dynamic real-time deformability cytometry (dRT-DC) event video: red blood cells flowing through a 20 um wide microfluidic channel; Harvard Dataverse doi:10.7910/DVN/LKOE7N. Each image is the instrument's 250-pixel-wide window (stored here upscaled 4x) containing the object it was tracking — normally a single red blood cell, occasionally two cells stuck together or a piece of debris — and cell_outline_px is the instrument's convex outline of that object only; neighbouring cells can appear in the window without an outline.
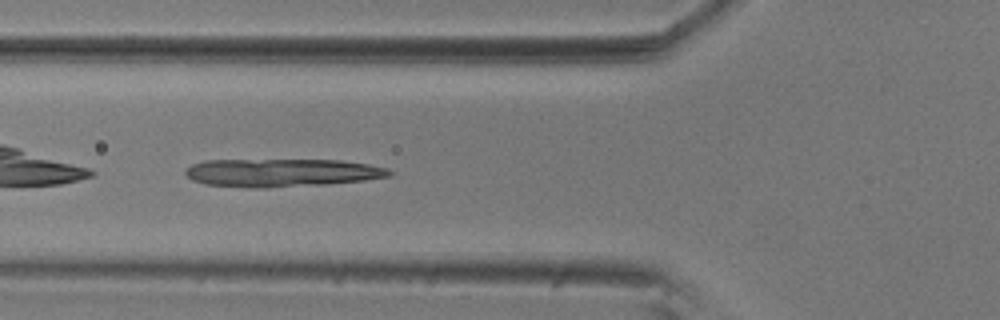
{"species": "common noctule bat (a hibernating species)", "species_latin": "Nyctalus noctula", "temperature_condition": "room temperature", "stored_images_in_passage": 36, "camera_frame_rate_fps": 3000, "um_per_image_px": 0.085, "animal": {"sex": "male", "body_mass_g": 20.5, "forearm_length_mm": 52.5}, "frame": {"image": 1, "passage_image": 4, "time_ms": 1.0, "image_size_px": [1000, 320], "cell_outline_px": [[392, 176], [364, 180], [324, 184], [268, 188], [256, 188], [204, 184], [192, 180], [184, 172], [192, 164], [204, 160], [340, 160], [368, 164], [388, 168], [392, 172]], "centroid_in_image_um": [23.95, 14.68], "position_along_channel_um": 101.8, "area_um2": 33.35}}
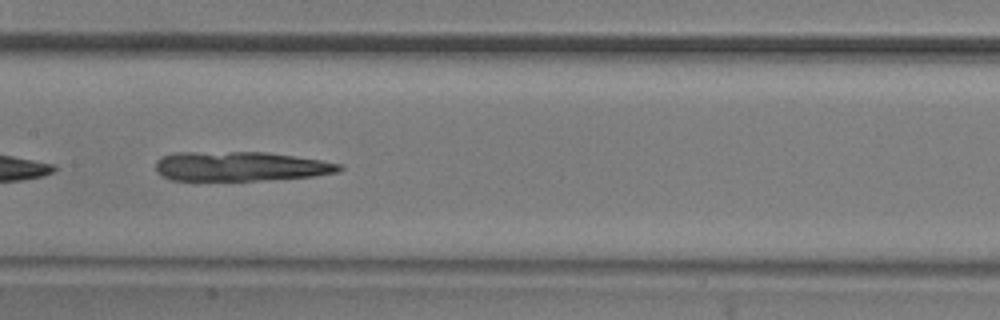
{"frame": {"image": 2, "passage_image": 11, "time_ms": 3.333, "image_size_px": [1000, 320], "cell_outline_px": [[344, 168], [340, 172], [312, 176], [256, 180], [172, 180], [156, 172], [156, 160], [164, 156], [176, 152], [268, 152], [320, 160], [344, 164]], "centroid_in_image_um": [20.46, 14.13], "position_along_channel_um": 186.9, "area_um2": 31.5}}
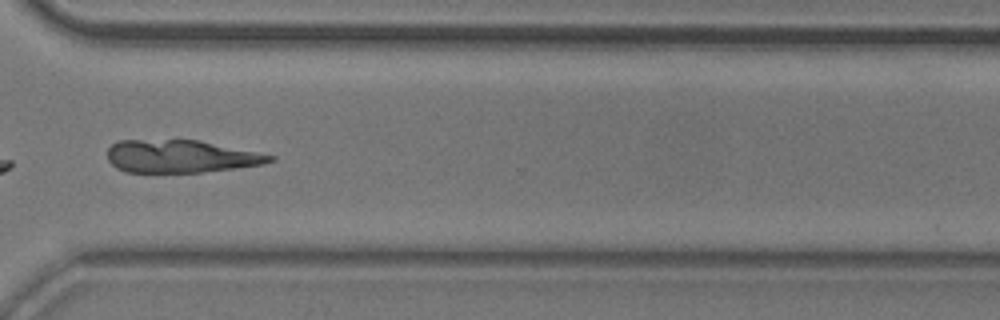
{"frame": {"image": 3, "passage_image": 25, "time_ms": 8.0, "image_size_px": [1000, 320], "cell_outline_px": [[276, 160], [264, 164], [200, 172], [128, 172], [116, 168], [108, 160], [108, 148], [116, 140], [200, 140], [276, 156]], "centroid_in_image_um": [15.35, 13.28], "position_along_channel_um": 355.2, "area_um2": 30.87}}